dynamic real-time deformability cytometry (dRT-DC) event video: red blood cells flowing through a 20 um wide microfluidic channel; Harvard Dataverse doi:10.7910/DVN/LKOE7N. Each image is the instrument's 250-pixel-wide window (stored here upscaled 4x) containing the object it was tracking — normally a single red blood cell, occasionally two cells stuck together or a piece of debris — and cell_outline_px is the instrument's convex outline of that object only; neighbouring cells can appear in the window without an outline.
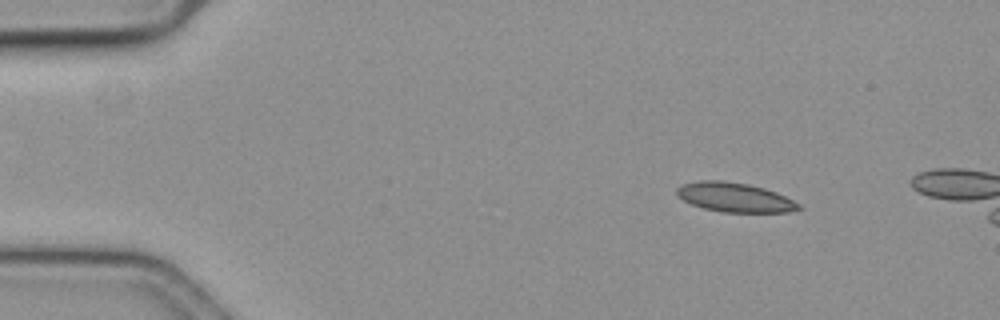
{"species": "common noctule bat (a hibernating species)", "species_latin": "Nyctalus noctula", "temperature_condition": "cold", "stored_images_in_passage": 14, "camera_frame_rate_fps": 3000, "um_per_image_px": 0.085, "animal": {"sex": "female", "body_mass_g": 19.3, "forearm_length_mm": 54.1}, "frame": {"image": 1, "passage_image": 8, "time_ms": 2.333, "image_size_px": [1000, 320], "cell_outline_px": [[804, 208], [788, 212], [720, 212], [704, 208], [692, 204], [676, 196], [676, 188], [684, 184], [700, 180], [720, 180], [748, 184], [764, 188], [776, 192], [800, 204]], "centroid_in_image_um": [62.45, 16.78], "position_along_channel_um": 22.6, "area_um2": 20.81}}